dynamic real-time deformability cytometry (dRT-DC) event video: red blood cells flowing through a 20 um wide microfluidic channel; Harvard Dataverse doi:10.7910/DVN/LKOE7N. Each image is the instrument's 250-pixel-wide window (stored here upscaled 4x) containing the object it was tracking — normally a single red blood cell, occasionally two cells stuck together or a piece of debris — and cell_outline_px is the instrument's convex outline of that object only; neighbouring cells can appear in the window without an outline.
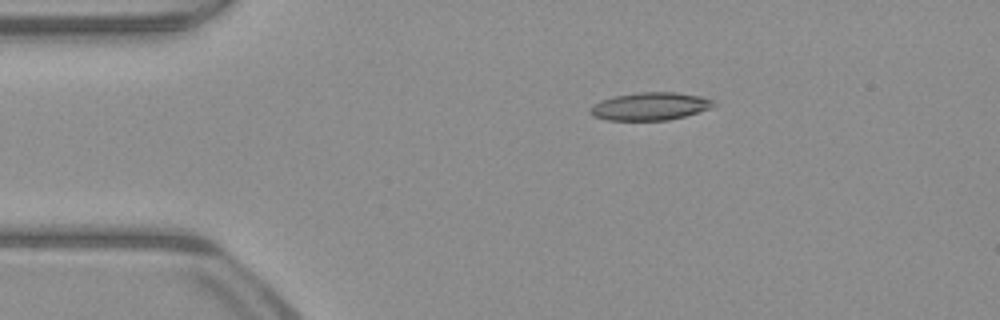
{"species": "common noctule bat (a hibernating species)", "species_latin": "Nyctalus noctula", "temperature_condition": "warm", "stored_images_in_passage": 43, "camera_frame_rate_fps": 3000, "um_per_image_px": 0.085, "animal": {"sex": "male", "body_mass_g": 23.1, "forearm_length_mm": 52.7}, "frame": {"image": 1, "passage_image": 1, "time_ms": 0.0, "image_size_px": [1000, 320], "cell_outline_px": [[716, 104], [712, 108], [684, 116], [668, 120], [608, 120], [592, 116], [588, 112], [588, 108], [592, 104], [600, 100], [612, 96], [636, 92], [676, 92], [700, 96], [716, 100]], "centroid_in_image_um": [55.23, 9.03], "position_along_channel_um": 29.8, "area_um2": 20.35}}
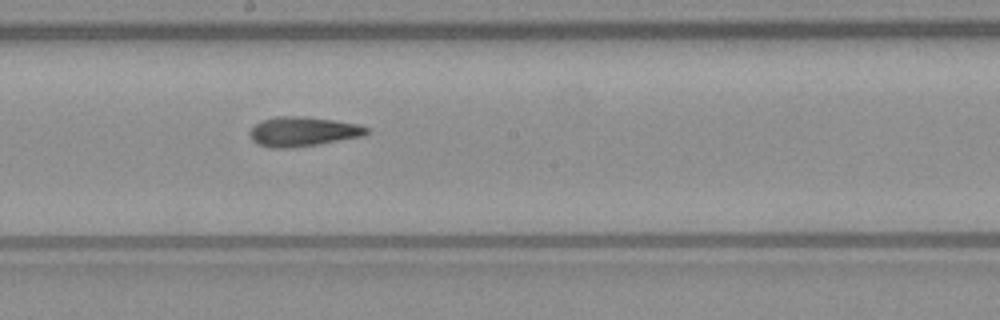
{"frame": {"image": 2, "passage_image": 19, "time_ms": 6.0, "image_size_px": [1000, 320], "cell_outline_px": [[372, 132], [364, 136], [316, 144], [288, 148], [272, 148], [256, 144], [248, 136], [248, 132], [260, 120], [276, 116], [308, 116], [336, 120], [356, 124], [368, 128]], "centroid_in_image_um": [25.72, 11.17], "position_along_channel_um": 222.5, "area_um2": 20.35}}
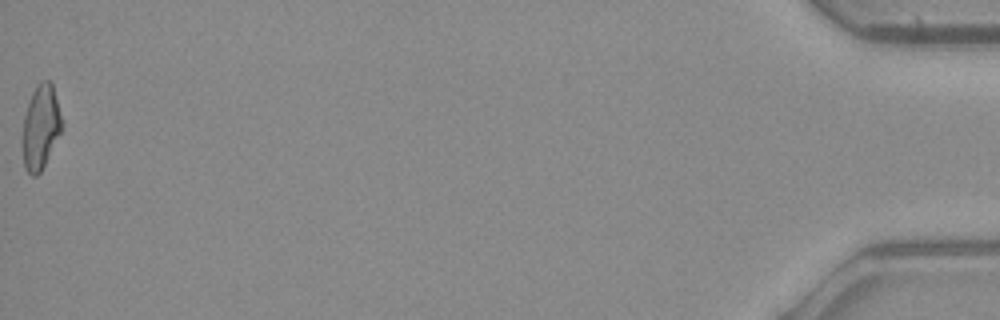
{"frame": {"image": 3, "passage_image": 43, "time_ms": 14.0, "image_size_px": [1000, 320], "cell_outline_px": [[64, 124], [40, 172], [36, 176], [32, 176], [24, 168], [20, 140], [24, 116], [32, 92], [36, 84], [40, 80], [48, 80], [52, 84]], "centroid_in_image_um": [3.42, 10.8], "position_along_channel_um": 431.8, "area_um2": 19.54}, "authors_computed_cell_mechanics": {"area_um2": 19.8254, "velocity_mm_per_s": 4.0181, "shape_relaxation_time_tau1_ms": 6.5858, "shape_relaxation_time_tau2_ms": 3.5451, "deformation_change_tau1": 0.2078, "deformation_change_tau2": 0.1496}}